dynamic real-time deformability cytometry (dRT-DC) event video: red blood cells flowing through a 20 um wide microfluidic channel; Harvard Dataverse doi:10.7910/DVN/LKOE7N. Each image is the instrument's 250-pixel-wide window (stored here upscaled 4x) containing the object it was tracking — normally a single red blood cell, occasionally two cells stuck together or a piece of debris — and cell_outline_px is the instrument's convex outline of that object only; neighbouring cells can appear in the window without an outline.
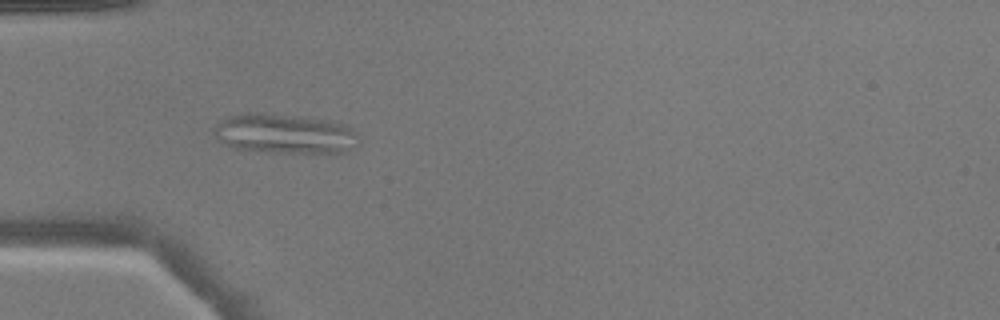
{"species": "common noctule bat (a hibernating species)", "species_latin": "Nyctalus noctula", "temperature_condition": "warm", "stored_images_in_passage": 51, "camera_frame_rate_fps": 3000, "um_per_image_px": 0.085, "animal": {"sex": "male", "body_mass_g": 17.9}, "frame": {"image": 1, "passage_image": 17, "time_ms": 5.333, "image_size_px": [1000, 320], "cell_outline_px": [[360, 144], [336, 156], [332, 156], [272, 152], [232, 148], [224, 144], [216, 136], [212, 128], [220, 120], [228, 116], [244, 112], [256, 112], [300, 116], [328, 120], [348, 124], [360, 136]], "centroid_in_image_um": [24.31, 11.4], "position_along_channel_um": 60.7, "area_um2": 35.08}}
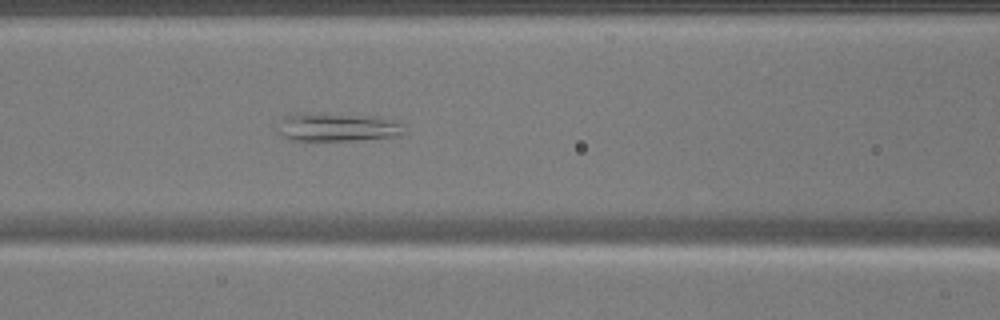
{"frame": {"image": 2, "passage_image": 23, "time_ms": 7.333, "image_size_px": [1000, 320], "cell_outline_px": [[404, 136], [352, 140], [288, 140], [280, 136], [280, 132], [284, 116], [296, 112], [324, 112], [384, 116], [396, 120], [404, 124]], "centroid_in_image_um": [28.78, 10.77], "position_along_channel_um": 137.8, "area_um2": 21.73}}
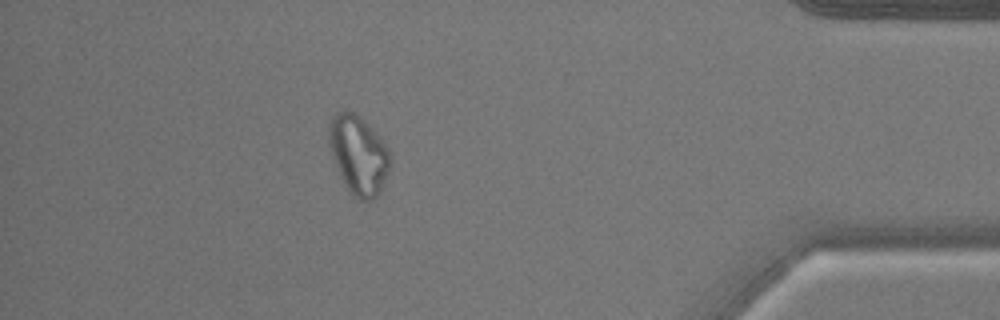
{"frame": {"image": 3, "passage_image": 46, "time_ms": 15.0, "image_size_px": [1000, 320], "cell_outline_px": [[392, 160], [388, 172], [380, 192], [372, 200], [360, 200], [352, 196], [344, 184], [336, 164], [328, 140], [328, 128], [336, 112], [344, 108], [348, 108], [372, 128], [380, 136], [388, 148]], "centroid_in_image_um": [30.49, 13.16], "position_along_channel_um": 404.7, "area_um2": 28.09}}